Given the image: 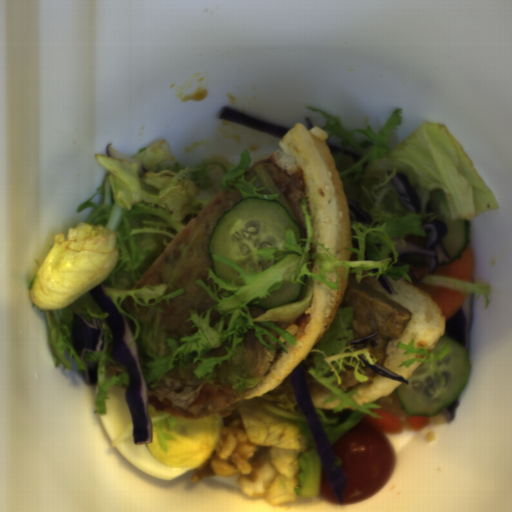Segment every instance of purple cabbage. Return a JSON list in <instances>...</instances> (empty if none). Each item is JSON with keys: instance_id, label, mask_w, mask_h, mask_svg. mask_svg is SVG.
Masks as SVG:
<instances>
[{"instance_id": "obj_1", "label": "purple cabbage", "mask_w": 512, "mask_h": 512, "mask_svg": "<svg viewBox=\"0 0 512 512\" xmlns=\"http://www.w3.org/2000/svg\"><path fill=\"white\" fill-rule=\"evenodd\" d=\"M89 291L100 310L108 314L104 318L112 334V340L107 346L108 358L117 361L128 375L124 394L131 414L134 445L153 443L147 383L138 357V344L136 340L132 343V329L125 314L119 311L107 294L104 283Z\"/></svg>"}, {"instance_id": "obj_2", "label": "purple cabbage", "mask_w": 512, "mask_h": 512, "mask_svg": "<svg viewBox=\"0 0 512 512\" xmlns=\"http://www.w3.org/2000/svg\"><path fill=\"white\" fill-rule=\"evenodd\" d=\"M290 378L307 426L311 433L316 452L324 466L331 486L343 506L344 492L347 484V474L337 458L333 444L325 433L322 424L315 411L310 392L308 390L303 360L297 363L290 373Z\"/></svg>"}, {"instance_id": "obj_3", "label": "purple cabbage", "mask_w": 512, "mask_h": 512, "mask_svg": "<svg viewBox=\"0 0 512 512\" xmlns=\"http://www.w3.org/2000/svg\"><path fill=\"white\" fill-rule=\"evenodd\" d=\"M421 234H406L405 245L400 237L393 238L391 241L396 242V251L399 257L404 254H421L425 255L429 263L430 274L434 273L437 266L442 264L443 260L451 261L443 248L441 241L447 235L449 229L443 221L435 219L432 222L423 221L421 224Z\"/></svg>"}, {"instance_id": "obj_4", "label": "purple cabbage", "mask_w": 512, "mask_h": 512, "mask_svg": "<svg viewBox=\"0 0 512 512\" xmlns=\"http://www.w3.org/2000/svg\"><path fill=\"white\" fill-rule=\"evenodd\" d=\"M103 328L99 318H92L89 323L82 314L72 311L70 339L73 349L79 360L86 366L83 371L84 381L91 385L98 384L99 362L89 365L85 354L86 352H99L104 347Z\"/></svg>"}, {"instance_id": "obj_5", "label": "purple cabbage", "mask_w": 512, "mask_h": 512, "mask_svg": "<svg viewBox=\"0 0 512 512\" xmlns=\"http://www.w3.org/2000/svg\"><path fill=\"white\" fill-rule=\"evenodd\" d=\"M475 293L466 295L461 307L445 324L446 336L459 342L465 349L470 347V332L474 311Z\"/></svg>"}, {"instance_id": "obj_6", "label": "purple cabbage", "mask_w": 512, "mask_h": 512, "mask_svg": "<svg viewBox=\"0 0 512 512\" xmlns=\"http://www.w3.org/2000/svg\"><path fill=\"white\" fill-rule=\"evenodd\" d=\"M218 116L219 118L224 119L228 122L244 125L246 127H249L251 129H254L256 131H259L261 133L270 135L278 139L282 138L287 133L288 129H290L265 121L263 119H260L258 117H255L253 115H250L248 113H245L243 111L226 105L222 107Z\"/></svg>"}, {"instance_id": "obj_7", "label": "purple cabbage", "mask_w": 512, "mask_h": 512, "mask_svg": "<svg viewBox=\"0 0 512 512\" xmlns=\"http://www.w3.org/2000/svg\"><path fill=\"white\" fill-rule=\"evenodd\" d=\"M394 189L400 195L399 200L401 204L405 205L409 210L414 213H420L421 205L417 192L409 182V176L403 173H397L392 179Z\"/></svg>"}, {"instance_id": "obj_8", "label": "purple cabbage", "mask_w": 512, "mask_h": 512, "mask_svg": "<svg viewBox=\"0 0 512 512\" xmlns=\"http://www.w3.org/2000/svg\"><path fill=\"white\" fill-rule=\"evenodd\" d=\"M113 142L107 144L105 150L108 156H111L115 158L116 160H126L128 164H134L138 163V174L139 177H142L146 172H148V169H146L143 166V163H141L138 159H134L133 156H129L123 152H118L115 149H113Z\"/></svg>"}, {"instance_id": "obj_9", "label": "purple cabbage", "mask_w": 512, "mask_h": 512, "mask_svg": "<svg viewBox=\"0 0 512 512\" xmlns=\"http://www.w3.org/2000/svg\"><path fill=\"white\" fill-rule=\"evenodd\" d=\"M327 146L329 147V150H332L334 152H342L343 155L353 158L355 163H358L363 157L358 150L345 146L337 142L333 138H329L327 140Z\"/></svg>"}, {"instance_id": "obj_10", "label": "purple cabbage", "mask_w": 512, "mask_h": 512, "mask_svg": "<svg viewBox=\"0 0 512 512\" xmlns=\"http://www.w3.org/2000/svg\"><path fill=\"white\" fill-rule=\"evenodd\" d=\"M359 358L361 359V361L366 366H368L370 369H372L376 373H378V374H380L382 376L388 377V378H392V379L401 381V382L405 383L406 385L409 384V382L404 377H402L401 375L393 373L392 371H390L389 369L383 367L382 365L378 364L377 362L374 365L369 364V361H368L366 356L359 355Z\"/></svg>"}, {"instance_id": "obj_11", "label": "purple cabbage", "mask_w": 512, "mask_h": 512, "mask_svg": "<svg viewBox=\"0 0 512 512\" xmlns=\"http://www.w3.org/2000/svg\"><path fill=\"white\" fill-rule=\"evenodd\" d=\"M348 204L355 214L356 221H358L360 223H364V224L372 222V220H373L372 217L368 213H366L363 209H361V207L356 199L353 198V199L348 200Z\"/></svg>"}, {"instance_id": "obj_12", "label": "purple cabbage", "mask_w": 512, "mask_h": 512, "mask_svg": "<svg viewBox=\"0 0 512 512\" xmlns=\"http://www.w3.org/2000/svg\"><path fill=\"white\" fill-rule=\"evenodd\" d=\"M379 283L387 291L389 295L398 294L388 276L385 273H381L377 277Z\"/></svg>"}, {"instance_id": "obj_13", "label": "purple cabbage", "mask_w": 512, "mask_h": 512, "mask_svg": "<svg viewBox=\"0 0 512 512\" xmlns=\"http://www.w3.org/2000/svg\"><path fill=\"white\" fill-rule=\"evenodd\" d=\"M457 407H458V398L456 397L455 401L450 406L442 408V410L444 412L445 420L448 423L451 422Z\"/></svg>"}, {"instance_id": "obj_14", "label": "purple cabbage", "mask_w": 512, "mask_h": 512, "mask_svg": "<svg viewBox=\"0 0 512 512\" xmlns=\"http://www.w3.org/2000/svg\"><path fill=\"white\" fill-rule=\"evenodd\" d=\"M377 334H378V330H377L376 332H374L373 334L368 335V336H366V337L359 338V339L349 340V341L346 343V346L351 345V344H357V343H360V342L365 341V340H367V339H369V338L375 337Z\"/></svg>"}, {"instance_id": "obj_15", "label": "purple cabbage", "mask_w": 512, "mask_h": 512, "mask_svg": "<svg viewBox=\"0 0 512 512\" xmlns=\"http://www.w3.org/2000/svg\"><path fill=\"white\" fill-rule=\"evenodd\" d=\"M305 121H306V123L308 125V130L312 129L314 127L313 124H312V121H311V119L309 117H306Z\"/></svg>"}]
</instances>
